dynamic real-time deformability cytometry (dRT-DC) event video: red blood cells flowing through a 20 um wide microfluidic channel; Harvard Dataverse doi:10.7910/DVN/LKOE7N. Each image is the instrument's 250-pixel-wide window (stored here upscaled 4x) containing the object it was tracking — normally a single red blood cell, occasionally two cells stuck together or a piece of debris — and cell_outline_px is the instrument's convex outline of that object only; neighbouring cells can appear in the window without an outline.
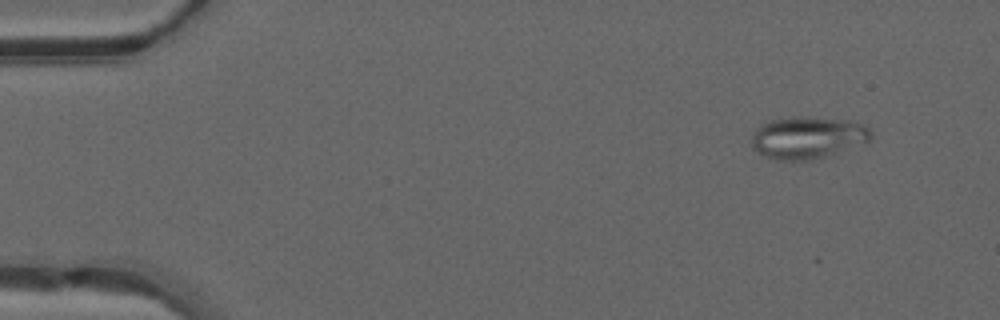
{"species": "common noctule bat (a hibernating species)", "species_latin": "Nyctalus noctula", "temperature_condition": "warm", "stored_images_in_passage": 17, "camera_frame_rate_fps": 3000, "um_per_image_px": 0.085, "animal": {"sex": "male", "forearm_length_mm": 52.5}, "frame": {"image": 1, "passage_image": 5, "time_ms": 1.333, "image_size_px": [1000, 320], "cell_outline_px": [[872, 136], [868, 144], [824, 156], [808, 160], [776, 160], [764, 156], [752, 148], [752, 132], [760, 124], [772, 120], [792, 116], [812, 116], [848, 120], [864, 124], [872, 132]], "centroid_in_image_um": [68.68, 11.68], "position_along_channel_um": 16.3, "area_um2": 29.88}}